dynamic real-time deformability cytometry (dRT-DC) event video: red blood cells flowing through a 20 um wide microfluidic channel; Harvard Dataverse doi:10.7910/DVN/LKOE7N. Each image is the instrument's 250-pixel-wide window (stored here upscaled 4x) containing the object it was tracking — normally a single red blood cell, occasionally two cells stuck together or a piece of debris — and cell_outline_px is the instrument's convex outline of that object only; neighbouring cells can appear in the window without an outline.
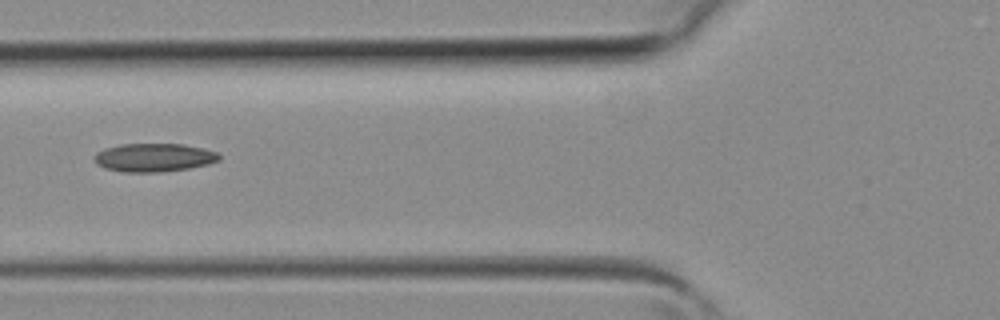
{"species": "common noctule bat (a hibernating species)", "species_latin": "Nyctalus noctula", "temperature_condition": "room temperature", "stored_images_in_passage": 3, "camera_frame_rate_fps": 3000, "um_per_image_px": 0.085, "animal": {"sex": "female", "body_mass_g": 19.3, "forearm_length_mm": 54.1}, "frame": {"image": 1, "passage_image": 3, "time_ms": 0.667, "image_size_px": [1000, 320], "cell_outline_px": [[220, 160], [208, 164], [188, 168], [160, 172], [124, 172], [104, 168], [96, 164], [92, 160], [92, 156], [96, 152], [104, 148], [120, 144], [184, 144], [216, 152], [220, 156]], "centroid_in_image_um": [13.01, 13.39], "position_along_channel_um": 112.8, "area_um2": 20.75}}